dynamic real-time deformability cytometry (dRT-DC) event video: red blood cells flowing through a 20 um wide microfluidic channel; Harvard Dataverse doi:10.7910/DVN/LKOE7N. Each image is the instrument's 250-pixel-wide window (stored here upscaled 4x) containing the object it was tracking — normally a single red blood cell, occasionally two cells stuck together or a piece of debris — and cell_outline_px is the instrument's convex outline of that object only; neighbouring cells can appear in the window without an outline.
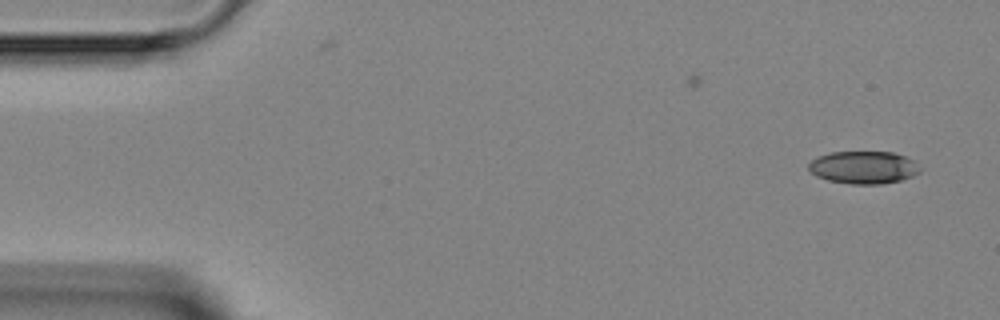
{"species": "Egyptian fruit bat (a non-hibernating species)", "species_latin": "Rousettus aegyptiacus", "temperature_condition": "room temperature", "stored_images_in_passage": 2, "camera_frame_rate_fps": 3000, "um_per_image_px": 0.085, "animal": {"sex": "female"}, "frame": {"image": 1, "passage_image": 2, "time_ms": 1.333, "image_size_px": [1000, 320], "cell_outline_px": [[920, 172], [912, 176], [900, 180], [880, 184], [852, 184], [828, 180], [816, 176], [808, 168], [808, 164], [812, 160], [828, 152], [892, 152], [904, 156], [912, 160], [920, 168]], "centroid_in_image_um": [73.39, 14.23], "position_along_channel_um": 11.6, "area_um2": 20.98}}